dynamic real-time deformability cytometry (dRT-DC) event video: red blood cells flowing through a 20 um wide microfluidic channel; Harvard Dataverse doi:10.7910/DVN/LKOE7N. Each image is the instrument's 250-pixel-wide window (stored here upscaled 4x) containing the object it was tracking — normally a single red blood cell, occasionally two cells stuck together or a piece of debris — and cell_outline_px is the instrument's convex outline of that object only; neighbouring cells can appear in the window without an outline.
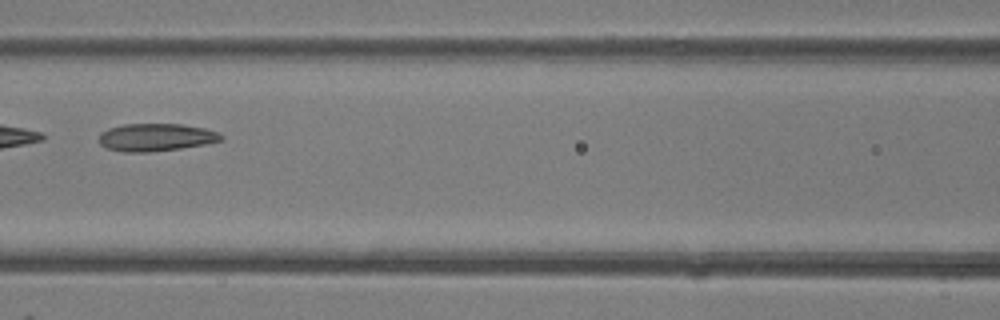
{"species": "common noctule bat (a hibernating species)", "species_latin": "Nyctalus noctula", "temperature_condition": "room temperature", "stored_images_in_passage": 6, "camera_frame_rate_fps": 3000, "um_per_image_px": 0.085, "animal": {"sex": "female"}, "frame": {"image": 1, "passage_image": 6, "time_ms": 5.667, "image_size_px": [1000, 320], "cell_outline_px": [[224, 140], [208, 144], [180, 148], [148, 152], [124, 152], [108, 148], [100, 144], [100, 132], [108, 128], [124, 124], [180, 124], [204, 128], [220, 132], [224, 136]], "centroid_in_image_um": [13.3, 11.67], "position_along_channel_um": 153.3, "area_um2": 19.77}}